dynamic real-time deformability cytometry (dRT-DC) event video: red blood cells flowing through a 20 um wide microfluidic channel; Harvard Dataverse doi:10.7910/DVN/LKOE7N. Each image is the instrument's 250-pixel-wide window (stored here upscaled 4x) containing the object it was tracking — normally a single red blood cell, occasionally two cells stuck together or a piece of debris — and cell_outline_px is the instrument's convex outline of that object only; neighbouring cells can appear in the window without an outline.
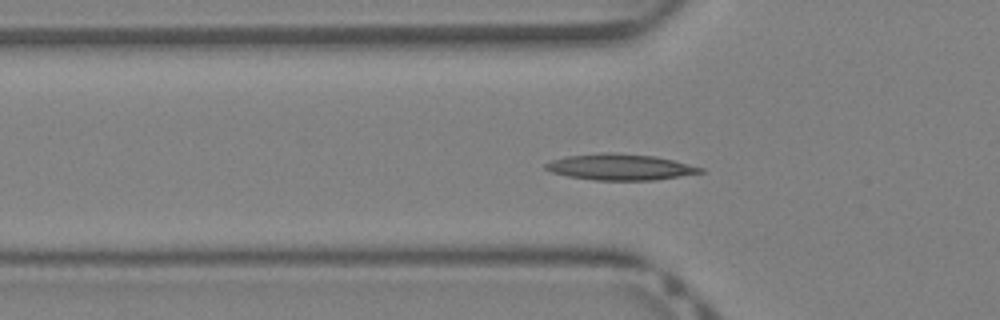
{"species": "Egyptian fruit bat (a non-hibernating species)", "species_latin": "Rousettus aegyptiacus", "temperature_condition": "warm", "stored_images_in_passage": 42, "camera_frame_rate_fps": 3000, "um_per_image_px": 0.085, "animal": {"sex": "female"}, "frame": {"image": 1, "passage_image": 14, "time_ms": 4.333, "image_size_px": [1000, 320], "cell_outline_px": [[704, 172], [656, 180], [592, 180], [568, 176], [552, 172], [544, 168], [544, 164], [552, 160], [564, 156], [600, 152], [616, 152], [656, 156], [704, 168]], "centroid_in_image_um": [52.68, 14.19], "position_along_channel_um": 73.1, "area_um2": 23.7}}
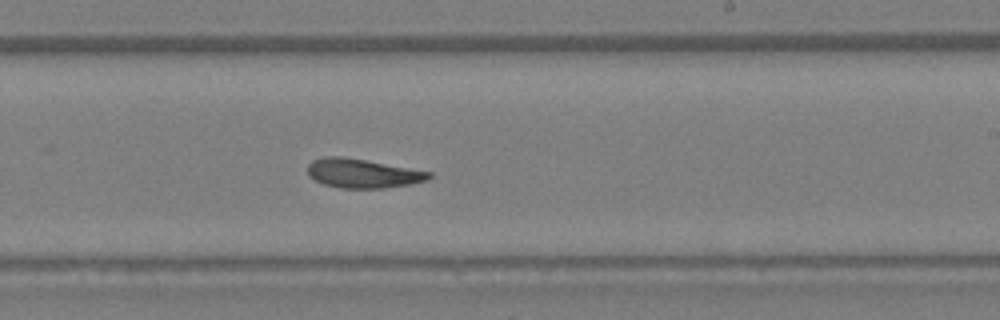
{"frame": {"image": 2, "passage_image": 25, "time_ms": 8.0, "image_size_px": [1000, 320], "cell_outline_px": [[432, 176], [428, 180], [408, 184], [380, 188], [340, 188], [324, 184], [308, 176], [308, 164], [312, 160], [324, 156], [340, 156], [364, 160], [432, 172]], "centroid_in_image_um": [30.79, 14.73], "position_along_channel_um": 258.2, "area_um2": 20.35}}
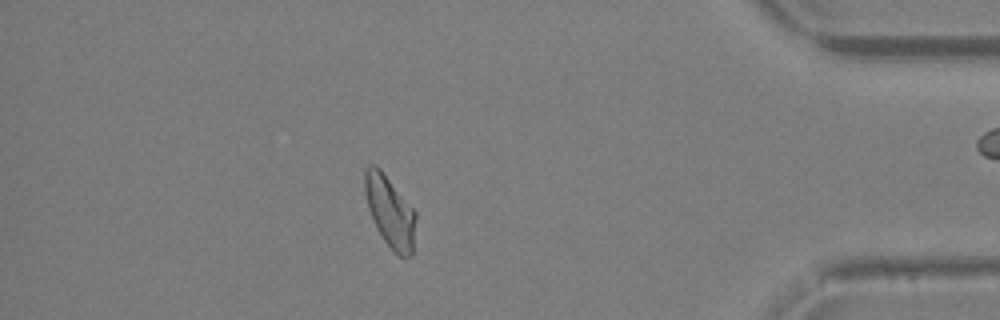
{"frame": {"image": 3, "passage_image": 36, "time_ms": 11.667, "image_size_px": [1000, 320], "cell_outline_px": [[416, 216], [412, 256], [400, 256], [384, 240], [368, 208], [364, 192], [364, 172], [368, 164], [376, 164], [380, 168], [416, 212]], "centroid_in_image_um": [33.14, 17.93], "position_along_channel_um": 402.1, "area_um2": 20.81}}